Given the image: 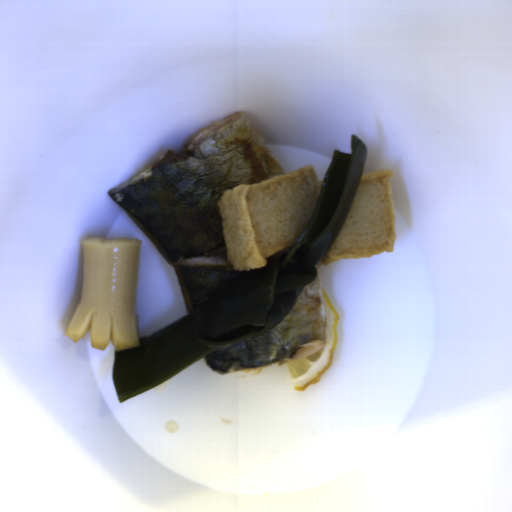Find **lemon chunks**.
I'll return each mask as SVG.
<instances>
[{
	"label": "lemon chunks",
	"instance_id": "obj_1",
	"mask_svg": "<svg viewBox=\"0 0 512 512\" xmlns=\"http://www.w3.org/2000/svg\"><path fill=\"white\" fill-rule=\"evenodd\" d=\"M327 316L326 336L321 344L300 347L295 354L284 360L292 384L297 391H305L309 385L317 384L333 364L334 351L338 342L339 313L325 289L321 288Z\"/></svg>",
	"mask_w": 512,
	"mask_h": 512
}]
</instances>
